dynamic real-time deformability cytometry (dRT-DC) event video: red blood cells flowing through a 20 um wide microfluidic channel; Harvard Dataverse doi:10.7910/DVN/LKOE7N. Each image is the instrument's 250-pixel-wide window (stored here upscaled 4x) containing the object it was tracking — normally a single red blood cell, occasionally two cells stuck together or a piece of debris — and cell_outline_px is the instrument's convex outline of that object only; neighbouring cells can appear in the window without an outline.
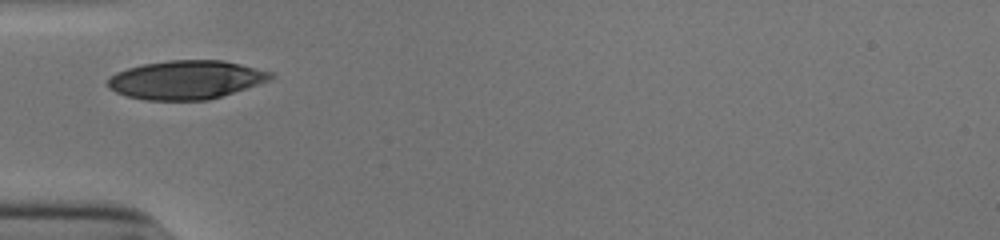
{"species": "human", "species_latin": "Homo sapiens", "temperature_condition": "cold", "stored_images_in_passage": 25, "camera_frame_rate_fps": 3000, "um_per_image_px": 0.085, "donor": {"sex": "male"}, "frame": {"image": 1, "passage_image": 1, "time_ms": 0.0, "image_size_px": [1000, 240], "cell_outline_px": [[276, 76], [268, 80], [208, 100], [144, 100], [128, 96], [116, 92], [108, 88], [108, 80], [116, 72], [128, 68], [144, 64], [168, 60], [224, 60], [272, 72]], "centroid_in_image_um": [15.79, 6.78], "position_along_channel_um": 69.2, "area_um2": 36.3}}
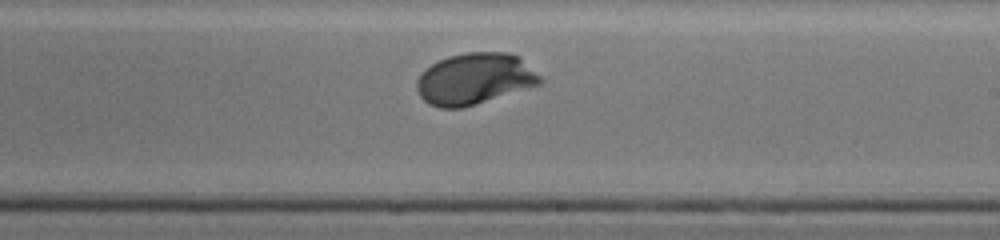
{"frame": {"image": 2, "passage_image": 15, "time_ms": 4.667, "image_size_px": [1000, 240], "cell_outline_px": [[544, 80], [540, 84], [464, 108], [440, 108], [428, 104], [420, 96], [416, 88], [416, 80], [420, 72], [424, 68], [448, 56], [468, 52], [508, 52], [516, 56], [540, 76]], "centroid_in_image_um": [40.28, 6.71], "position_along_channel_um": 248.7, "area_um2": 36.82}}
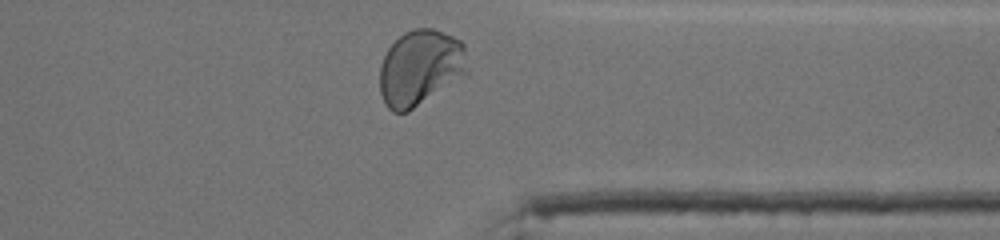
{"frame": {"image": 3, "passage_image": 25, "time_ms": 8.0, "image_size_px": [1000, 240], "cell_outline_px": [[468, 76], [408, 112], [392, 112], [388, 108], [380, 92], [380, 64], [388, 48], [404, 32], [412, 28], [432, 28], [452, 36], [460, 40], [464, 44], [468, 68]], "centroid_in_image_um": [35.76, 5.77], "position_along_channel_um": 375.6, "area_um2": 39.36}, "authors_computed_cell_mechanics": {"area_um2": 36.4718, "velocity_mm_per_s": 3.8662, "shape_relaxation_time_tau1_ms": 2.6961, "shape_relaxation_time_tau2_ms": null, "deformation_change_tau1": 0.1676, "deformation_change_tau2": null}}